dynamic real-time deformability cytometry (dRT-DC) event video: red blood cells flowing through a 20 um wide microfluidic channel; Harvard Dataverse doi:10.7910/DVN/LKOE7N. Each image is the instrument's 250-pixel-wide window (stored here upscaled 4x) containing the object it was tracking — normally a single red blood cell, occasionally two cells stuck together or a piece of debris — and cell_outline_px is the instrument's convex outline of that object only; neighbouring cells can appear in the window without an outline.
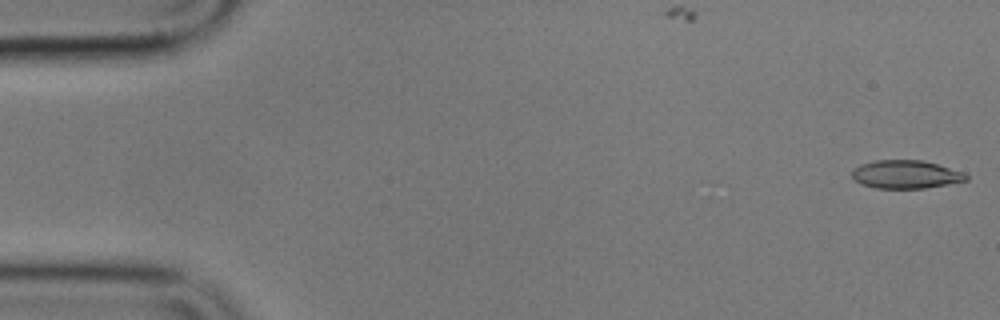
{"species": "common noctule bat (a hibernating species)", "species_latin": "Nyctalus noctula", "temperature_condition": "cold", "stored_images_in_passage": 52, "camera_frame_rate_fps": 3000, "um_per_image_px": 0.085, "animal": {"sex": "male", "body_mass_g": 17.9}, "frame": {"image": 1, "passage_image": 1, "time_ms": 0.0, "image_size_px": [1000, 320], "cell_outline_px": [[968, 180], [924, 188], [876, 188], [860, 184], [852, 176], [852, 172], [860, 164], [876, 160], [924, 160], [964, 172], [968, 176]], "centroid_in_image_um": [77.0, 14.82], "position_along_channel_um": 8.0, "area_um2": 18.67}}
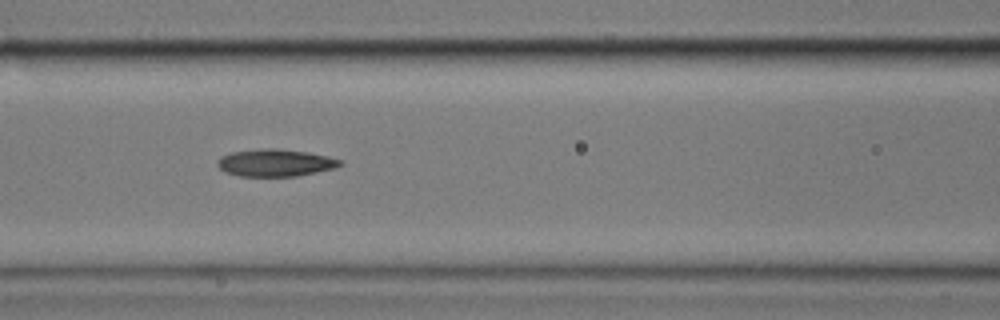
{"frame": {"image": 2, "passage_image": 23, "time_ms": 7.333, "image_size_px": [1000, 320], "cell_outline_px": [[344, 164], [332, 168], [296, 176], [240, 176], [224, 172], [216, 164], [216, 160], [220, 156], [232, 152], [260, 148], [276, 148], [308, 152], [328, 156], [340, 160]], "centroid_in_image_um": [23.34, 13.82], "position_along_channel_um": 143.3, "area_um2": 19.48}}
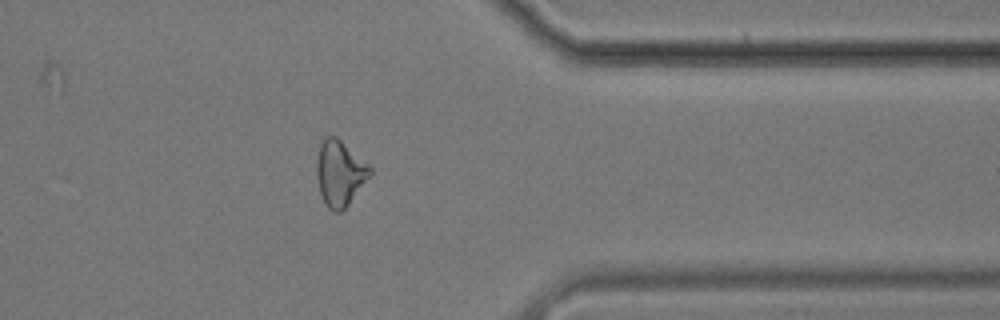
{"frame": {"image": 3, "passage_image": 44, "time_ms": 14.333, "image_size_px": [1000, 320], "cell_outline_px": [[372, 172], [348, 204], [340, 212], [332, 212], [328, 208], [320, 192], [316, 176], [316, 160], [320, 144], [324, 136], [336, 136], [368, 164], [372, 168]], "centroid_in_image_um": [28.85, 14.7], "position_along_channel_um": 382.6, "area_um2": 20.11}}